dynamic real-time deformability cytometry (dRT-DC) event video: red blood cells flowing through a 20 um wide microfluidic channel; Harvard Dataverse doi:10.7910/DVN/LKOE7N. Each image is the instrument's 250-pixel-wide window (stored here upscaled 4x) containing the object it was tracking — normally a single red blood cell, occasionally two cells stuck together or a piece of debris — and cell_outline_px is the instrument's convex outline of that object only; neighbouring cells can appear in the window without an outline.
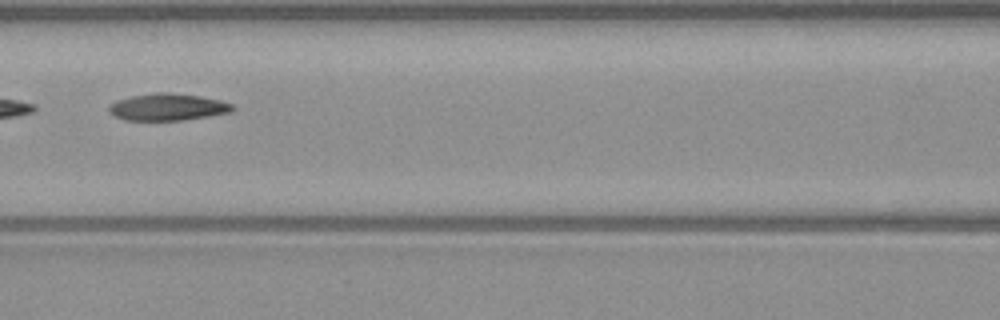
{"species": "common noctule bat (a hibernating species)", "species_latin": "Nyctalus noctula", "temperature_condition": "warm", "stored_images_in_passage": 5, "camera_frame_rate_fps": 3000, "um_per_image_px": 0.085, "animal": {"sex": "male", "body_mass_g": 23.1, "forearm_length_mm": 52.7}, "frame": {"image": 1, "passage_image": 5, "time_ms": 5.667, "image_size_px": [1000, 320], "cell_outline_px": [[236, 108], [232, 112], [184, 120], [124, 120], [116, 116], [108, 108], [116, 100], [132, 96], [156, 92], [168, 92], [200, 96], [220, 100], [232, 104]], "centroid_in_image_um": [14.3, 9.09], "position_along_channel_um": 152.3, "area_um2": 19.31}}